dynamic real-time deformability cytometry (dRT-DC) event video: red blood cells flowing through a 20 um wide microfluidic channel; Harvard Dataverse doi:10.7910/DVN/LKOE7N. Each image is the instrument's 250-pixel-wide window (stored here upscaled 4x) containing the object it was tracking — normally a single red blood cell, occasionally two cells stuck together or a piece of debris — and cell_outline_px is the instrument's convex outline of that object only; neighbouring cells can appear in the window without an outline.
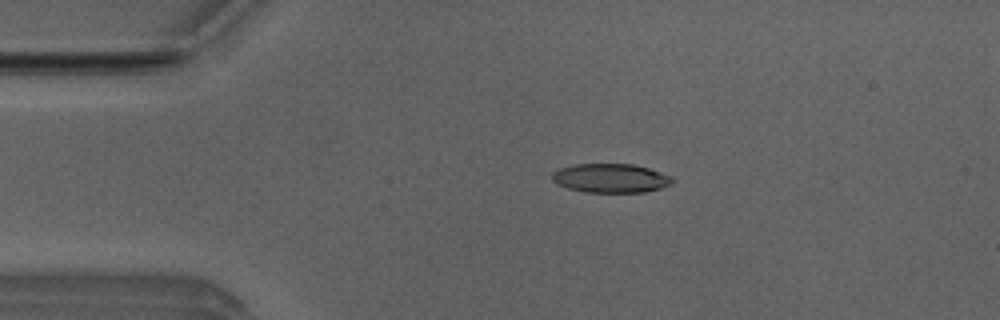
{"species": "Egyptian fruit bat (a non-hibernating species)", "species_latin": "Rousettus aegyptiacus", "temperature_condition": "room temperature", "stored_images_in_passage": 51, "camera_frame_rate_fps": 3000, "um_per_image_px": 0.085, "animal": {"sex": "male"}, "frame": {"image": 1, "passage_image": 9, "time_ms": 2.667, "image_size_px": [1000, 320], "cell_outline_px": [[672, 184], [660, 188], [644, 192], [584, 192], [568, 188], [556, 184], [552, 180], [552, 172], [560, 168], [576, 164], [632, 164], [648, 168], [668, 176], [672, 180]], "centroid_in_image_um": [51.84, 15.15], "position_along_channel_um": 33.2, "area_um2": 20.11}}
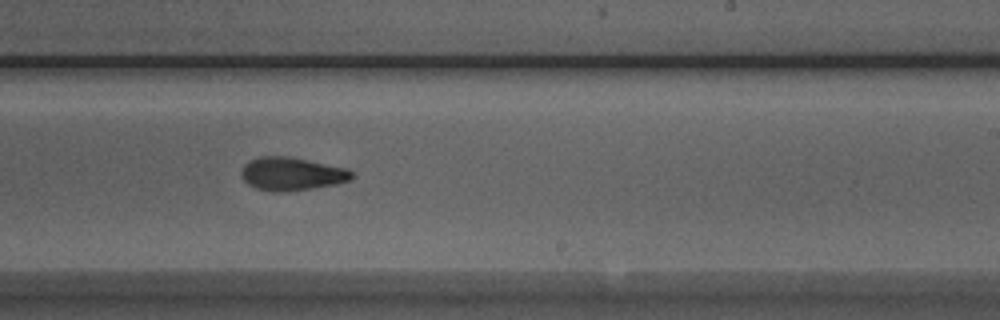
{"frame": {"image": 2, "passage_image": 30, "time_ms": 9.667, "image_size_px": [1000, 320], "cell_outline_px": [[356, 176], [348, 180], [336, 184], [312, 188], [280, 192], [272, 192], [256, 188], [248, 184], [240, 176], [240, 172], [244, 164], [248, 160], [260, 156], [284, 156], [348, 168]], "centroid_in_image_um": [24.76, 14.78], "position_along_channel_um": 264.2, "area_um2": 21.33}}
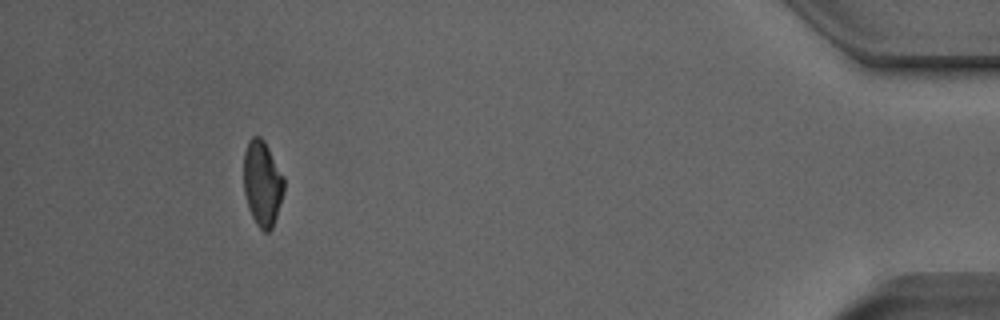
{"frame": {"image": 3, "passage_image": 47, "time_ms": 15.333, "image_size_px": [1000, 320], "cell_outline_px": [[284, 192], [272, 228], [268, 232], [264, 232], [256, 224], [248, 208], [244, 192], [244, 152], [248, 140], [252, 136], [260, 136], [264, 140], [284, 176]], "centroid_in_image_um": [22.29, 15.57], "position_along_channel_um": 412.9, "area_um2": 20.11}, "authors_computed_cell_mechanics": {"area_um2": 21.0392, "velocity_mm_per_s": 3.8556, "shape_relaxation_time_tau1_ms": 6.5989, "shape_relaxation_time_tau2_ms": 3.7554, "deformation_change_tau1": 0.2218, "deformation_change_tau2": 0.1086}}